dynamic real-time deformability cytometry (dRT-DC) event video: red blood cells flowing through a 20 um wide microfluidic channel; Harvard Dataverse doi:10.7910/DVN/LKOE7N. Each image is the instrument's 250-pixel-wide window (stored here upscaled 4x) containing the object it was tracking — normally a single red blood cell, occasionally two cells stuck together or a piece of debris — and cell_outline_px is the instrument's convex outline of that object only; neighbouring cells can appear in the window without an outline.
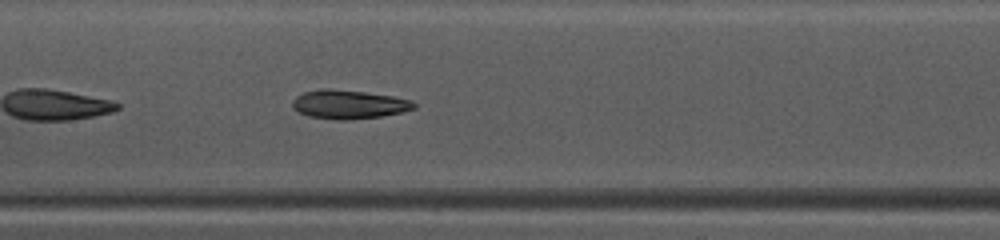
{"species": "common noctule bat (a hibernating species)", "species_latin": "Nyctalus noctula", "temperature_condition": "warm", "stored_images_in_passage": 36, "camera_frame_rate_fps": 3000, "um_per_image_px": 0.085, "animal": {"sex": "female", "body_mass_g": 10.0, "forearm_length_mm": 53.1}, "frame": {"image": 1, "passage_image": 16, "time_ms": 5.0, "image_size_px": [1000, 240], "cell_outline_px": [[416, 108], [400, 112], [380, 116], [352, 120], [336, 120], [308, 116], [296, 112], [292, 108], [292, 100], [296, 96], [304, 92], [320, 88], [328, 88], [364, 92], [392, 96], [412, 100], [416, 104]], "centroid_in_image_um": [29.59, 8.87], "position_along_channel_um": 177.8, "area_um2": 20.58}}
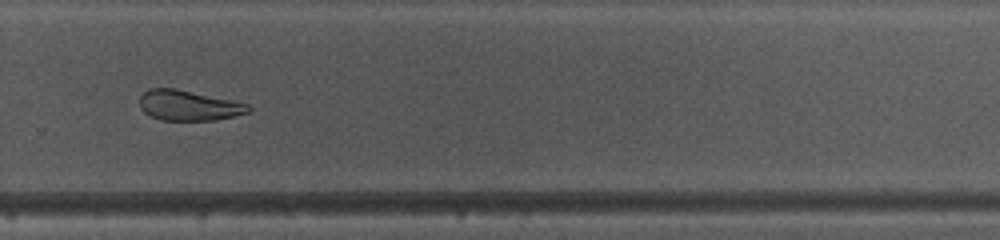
{"frame": {"image": 2, "passage_image": 26, "time_ms": 8.333, "image_size_px": [1000, 240], "cell_outline_px": [[252, 108], [248, 112], [216, 120], [160, 120], [144, 112], [140, 108], [140, 96], [148, 88], [176, 88], [232, 100], [248, 104]], "centroid_in_image_um": [16.01, 8.95], "position_along_channel_um": 313.8, "area_um2": 19.13}, "authors_computed_cell_mechanics": {"area_um2": 21.097, "velocity_mm_per_s": 4.1015, "shape_relaxation_time_tau1_ms": 8.3403, "shape_relaxation_time_tau2_ms": 1.2104, "deformation_change_tau1": 0.2119, "deformation_change_tau2": 0.08}}